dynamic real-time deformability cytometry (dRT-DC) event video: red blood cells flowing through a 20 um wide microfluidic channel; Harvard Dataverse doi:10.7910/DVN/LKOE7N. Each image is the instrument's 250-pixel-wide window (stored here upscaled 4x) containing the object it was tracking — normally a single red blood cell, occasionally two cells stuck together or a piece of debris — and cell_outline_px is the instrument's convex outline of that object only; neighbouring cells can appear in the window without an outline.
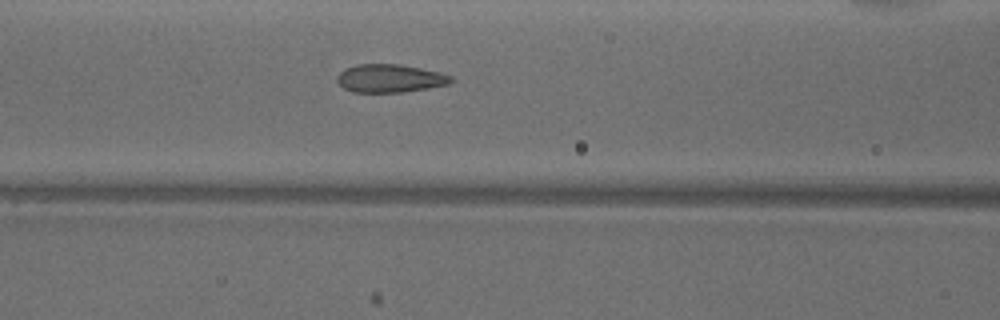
{"species": "common noctule bat (a hibernating species)", "species_latin": "Nyctalus noctula", "temperature_condition": "warm", "stored_images_in_passage": 21, "camera_frame_rate_fps": 3000, "um_per_image_px": 0.085, "animal": {"sex": "male", "body_mass_g": 18.8}, "frame": {"image": 1, "passage_image": 20, "time_ms": 6.333, "image_size_px": [1000, 320], "cell_outline_px": [[456, 80], [448, 84], [428, 88], [404, 92], [352, 92], [344, 88], [336, 80], [336, 76], [344, 68], [356, 64], [400, 64], [420, 68], [452, 76]], "centroid_in_image_um": [33.12, 6.66], "position_along_channel_um": 133.5, "area_um2": 18.73}}